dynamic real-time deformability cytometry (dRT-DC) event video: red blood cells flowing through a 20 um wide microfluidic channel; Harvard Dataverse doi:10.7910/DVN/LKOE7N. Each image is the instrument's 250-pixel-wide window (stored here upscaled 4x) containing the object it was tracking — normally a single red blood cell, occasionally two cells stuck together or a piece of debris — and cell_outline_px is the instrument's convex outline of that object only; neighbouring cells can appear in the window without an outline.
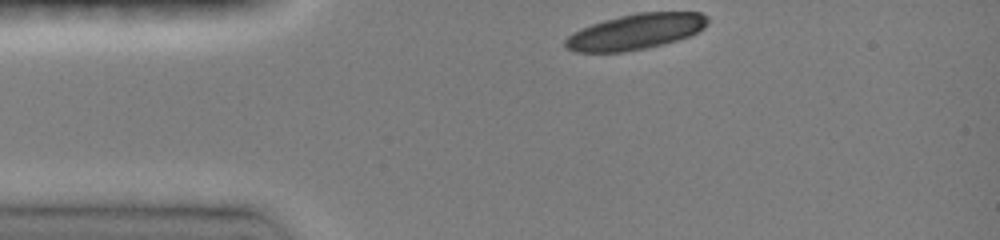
{"species": "common noctule bat (a hibernating species)", "species_latin": "Nyctalus noctula", "temperature_condition": "room temperature", "stored_images_in_passage": 8, "camera_frame_rate_fps": 3000, "um_per_image_px": 0.085, "animal": {"sex": "female", "body_mass_g": 19.0, "forearm_length_mm": 51.5}, "frame": {"image": 1, "passage_image": 1, "time_ms": 0.0, "image_size_px": [1000, 240], "cell_outline_px": [[708, 24], [704, 28], [688, 36], [664, 44], [648, 48], [624, 52], [576, 52], [568, 48], [564, 44], [564, 40], [568, 36], [580, 28], [604, 20], [636, 12], [700, 12], [708, 16]], "centroid_in_image_um": [54.04, 2.69], "position_along_channel_um": 31.0, "area_um2": 29.54}}